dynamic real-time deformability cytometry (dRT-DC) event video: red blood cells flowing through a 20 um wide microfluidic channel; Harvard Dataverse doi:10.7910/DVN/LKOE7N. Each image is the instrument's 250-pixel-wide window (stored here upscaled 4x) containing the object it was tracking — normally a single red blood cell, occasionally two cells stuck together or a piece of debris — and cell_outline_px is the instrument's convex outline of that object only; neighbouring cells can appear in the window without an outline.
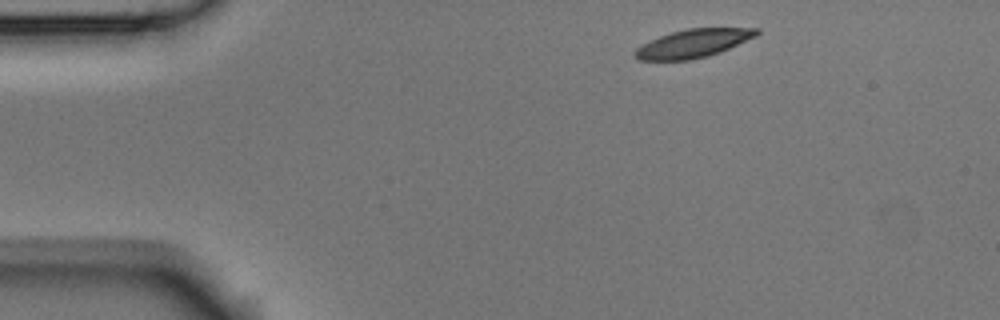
{"species": "Egyptian fruit bat (a non-hibernating species)", "species_latin": "Rousettus aegyptiacus", "temperature_condition": "room temperature", "stored_images_in_passage": 3, "camera_frame_rate_fps": 3000, "um_per_image_px": 0.085, "animal": {"sex": "male"}, "frame": {"image": 1, "passage_image": 1, "time_ms": 0.0, "image_size_px": [1000, 320], "cell_outline_px": [[760, 32], [756, 36], [720, 52], [708, 56], [692, 60], [640, 60], [632, 56], [632, 52], [636, 48], [660, 36], [672, 32], [688, 28], [760, 28]], "centroid_in_image_um": [58.91, 3.7], "position_along_channel_um": 26.1, "area_um2": 20.0}}